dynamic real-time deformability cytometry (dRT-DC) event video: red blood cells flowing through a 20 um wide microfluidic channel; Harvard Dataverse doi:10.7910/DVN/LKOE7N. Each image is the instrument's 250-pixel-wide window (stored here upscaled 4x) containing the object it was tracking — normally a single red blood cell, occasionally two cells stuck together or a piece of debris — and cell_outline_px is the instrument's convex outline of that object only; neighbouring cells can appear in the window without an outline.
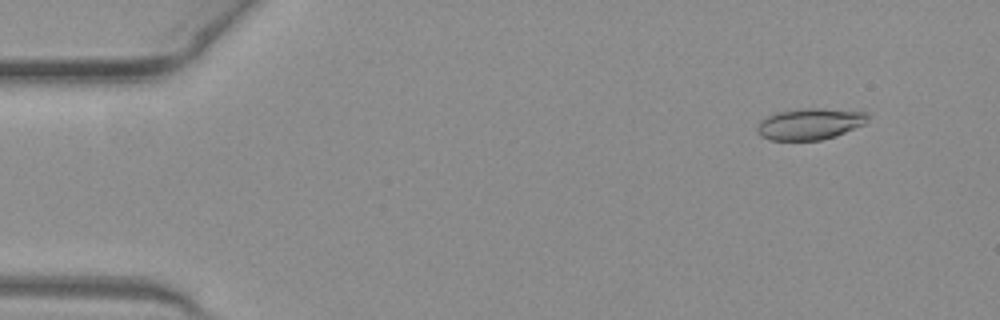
{"species": "common noctule bat (a hibernating species)", "species_latin": "Nyctalus noctula", "temperature_condition": "warm", "stored_images_in_passage": 51, "camera_frame_rate_fps": 3000, "um_per_image_px": 0.085, "animal": {"sex": "female", "body_mass_g": 19.3, "forearm_length_mm": 54.1}, "frame": {"image": 1, "passage_image": 5, "time_ms": 1.333, "image_size_px": [1000, 320], "cell_outline_px": [[868, 116], [864, 124], [836, 136], [820, 140], [768, 140], [760, 136], [756, 132], [756, 128], [760, 120], [764, 116], [776, 112], [804, 108], [820, 108], [864, 112]], "centroid_in_image_um": [68.75, 10.54], "position_along_channel_um": 16.2, "area_um2": 20.29}}
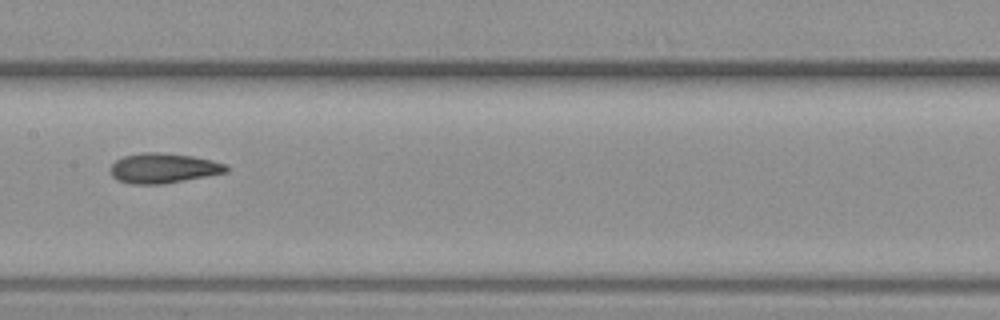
{"frame": {"image": 2, "passage_image": 26, "time_ms": 8.333, "image_size_px": [1000, 320], "cell_outline_px": [[228, 172], [164, 184], [132, 184], [116, 180], [112, 176], [112, 164], [116, 160], [124, 156], [144, 152], [156, 152], [192, 156], [212, 160], [224, 164], [228, 168]], "centroid_in_image_um": [13.88, 14.3], "position_along_channel_um": 193.5, "area_um2": 20.06}}
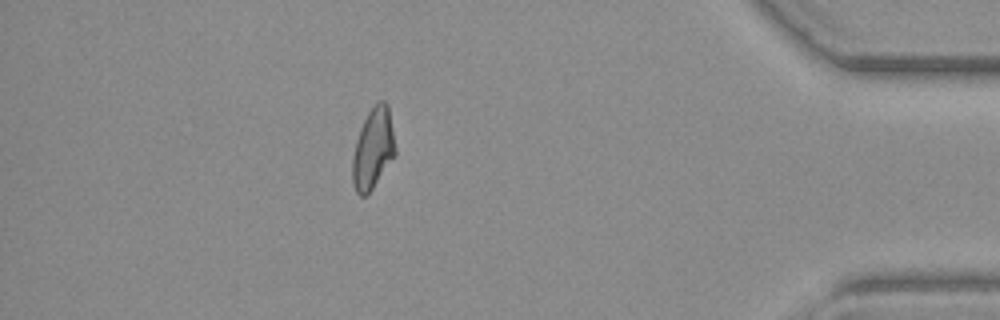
{"frame": {"image": 3, "passage_image": 45, "time_ms": 14.667, "image_size_px": [1000, 320], "cell_outline_px": [[396, 152], [372, 188], [364, 196], [360, 196], [356, 192], [352, 184], [352, 160], [356, 140], [360, 128], [368, 112], [380, 100], [384, 100], [388, 104], [396, 148]], "centroid_in_image_um": [31.7, 12.62], "position_along_channel_um": 403.5, "area_um2": 19.83}, "authors_computed_cell_mechanics": {"area_um2": 20.0566, "velocity_mm_per_s": 4.0654, "shape_relaxation_time_tau1_ms": 9.6124, "shape_relaxation_time_tau2_ms": 1.8101, "deformation_change_tau1": 0.2339, "deformation_change_tau2": 0.0841}}